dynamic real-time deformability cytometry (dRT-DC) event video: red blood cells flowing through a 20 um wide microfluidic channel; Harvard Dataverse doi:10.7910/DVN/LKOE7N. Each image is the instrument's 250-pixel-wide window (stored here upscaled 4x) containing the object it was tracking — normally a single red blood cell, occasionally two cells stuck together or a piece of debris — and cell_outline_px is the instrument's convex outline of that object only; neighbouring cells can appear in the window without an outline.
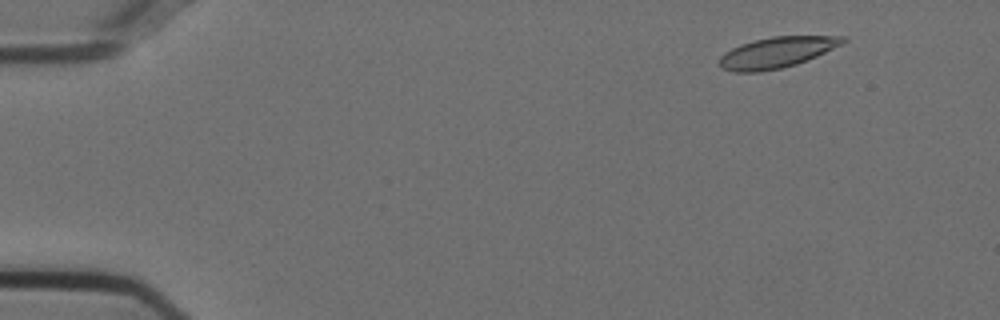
{"species": "Egyptian fruit bat (a non-hibernating species)", "species_latin": "Rousettus aegyptiacus", "temperature_condition": "cold", "stored_images_in_passage": 15, "camera_frame_rate_fps": 3000, "um_per_image_px": 0.085, "animal": {"sex": "female"}, "frame": {"image": 1, "passage_image": 6, "time_ms": 1.667, "image_size_px": [1000, 320], "cell_outline_px": [[848, 40], [844, 44], [816, 56], [796, 64], [780, 68], [760, 72], [736, 72], [720, 68], [716, 64], [720, 56], [724, 52], [740, 44], [772, 36], [848, 36]], "centroid_in_image_um": [66.01, 4.46], "position_along_channel_um": 19.0, "area_um2": 22.37}}